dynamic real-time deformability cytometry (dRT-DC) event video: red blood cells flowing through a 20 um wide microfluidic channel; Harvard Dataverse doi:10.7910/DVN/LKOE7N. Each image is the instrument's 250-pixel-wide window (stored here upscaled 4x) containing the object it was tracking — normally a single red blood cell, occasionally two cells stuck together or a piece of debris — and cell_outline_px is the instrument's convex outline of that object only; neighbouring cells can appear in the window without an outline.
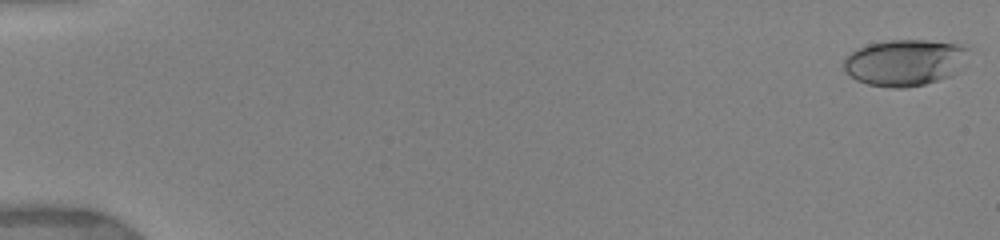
{"species": "human", "species_latin": "Homo sapiens", "temperature_condition": "warm", "stored_images_in_passage": 11, "camera_frame_rate_fps": 3000, "um_per_image_px": 0.085, "donor": {"sex": "female"}, "frame": {"image": 1, "passage_image": 1, "time_ms": 0.0, "image_size_px": [1000, 240], "cell_outline_px": [[968, 48], [956, 72], [952, 76], [924, 84], [904, 88], [892, 88], [868, 84], [856, 80], [844, 72], [844, 60], [852, 52], [868, 44], [892, 40], [924, 40], [964, 44]], "centroid_in_image_um": [76.88, 5.32], "position_along_channel_um": 8.1, "area_um2": 33.41}}
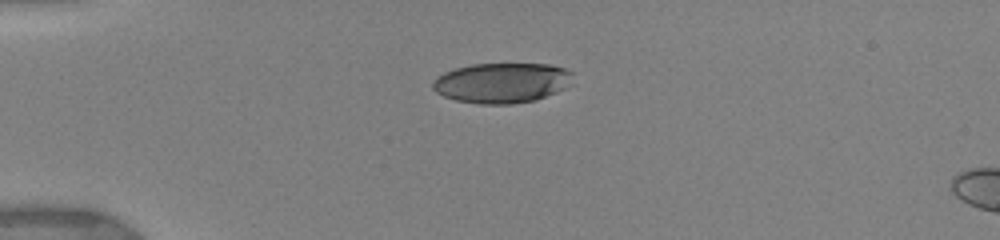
{"frame": {"image": 2, "passage_image": 8, "time_ms": 4.333, "image_size_px": [1000, 240], "cell_outline_px": [[572, 84], [556, 92], [536, 100], [512, 104], [480, 104], [456, 100], [444, 96], [436, 92], [432, 88], [432, 80], [436, 76], [444, 72], [456, 68], [472, 64], [552, 64], [564, 68], [572, 72]], "centroid_in_image_um": [42.65, 7.04], "position_along_channel_um": 42.3, "area_um2": 33.0}}